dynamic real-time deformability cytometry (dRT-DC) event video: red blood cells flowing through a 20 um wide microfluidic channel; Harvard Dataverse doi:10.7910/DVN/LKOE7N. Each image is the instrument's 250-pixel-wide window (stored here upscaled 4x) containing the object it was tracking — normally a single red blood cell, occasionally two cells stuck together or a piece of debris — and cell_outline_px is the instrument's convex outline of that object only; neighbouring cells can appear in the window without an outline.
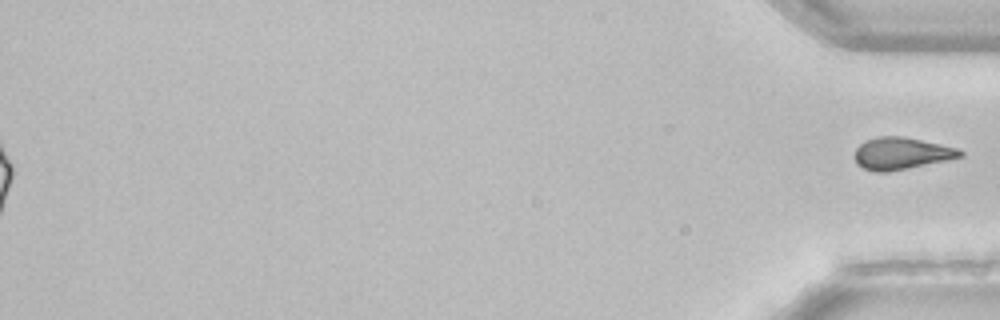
{"species": "common noctule bat (a hibernating species)", "species_latin": "Nyctalus noctula", "temperature_condition": "room temperature", "stored_images_in_passage": 53, "segment_of_instrument_passage": [2, 2], "camera_frame_rate_fps": 3000, "um_per_image_px": 0.085, "animal": {"sex": "female", "body_mass_g": 22.7, "forearm_length_mm": 54.2}, "frame": {"image": 1, "passage_image": 53, "time_ms": 17.333, "image_size_px": [1000, 320], "cell_outline_px": [[964, 156], [908, 168], [888, 172], [876, 172], [864, 168], [856, 164], [856, 148], [864, 140], [880, 136], [904, 136], [960, 148], [964, 152]], "centroid_in_image_um": [76.64, 13.03], "position_along_channel_um": 358.6, "area_um2": 19.71}}